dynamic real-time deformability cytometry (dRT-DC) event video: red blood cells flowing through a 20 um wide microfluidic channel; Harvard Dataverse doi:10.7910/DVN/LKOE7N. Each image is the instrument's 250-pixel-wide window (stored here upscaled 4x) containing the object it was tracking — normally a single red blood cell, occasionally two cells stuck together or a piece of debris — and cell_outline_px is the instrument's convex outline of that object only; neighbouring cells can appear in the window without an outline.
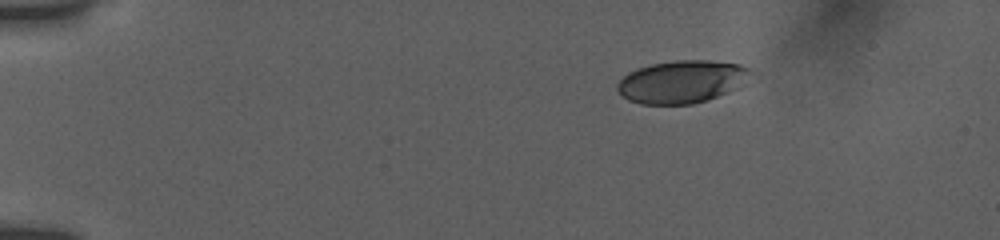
{"species": "human", "species_latin": "Homo sapiens", "temperature_condition": "room temperature", "stored_images_in_passage": 46, "camera_frame_rate_fps": 3000, "um_per_image_px": 0.085, "donor": {"sex": "female"}, "frame": {"image": 1, "passage_image": 1, "time_ms": 0.0, "image_size_px": [1000, 240], "cell_outline_px": [[748, 72], [736, 88], [728, 92], [708, 100], [692, 104], [640, 104], [628, 100], [616, 88], [616, 84], [628, 72], [636, 68], [652, 64], [676, 60], [708, 60], [740, 64], [748, 68]], "centroid_in_image_um": [57.87, 6.95], "position_along_channel_um": 27.1, "area_um2": 32.66}}
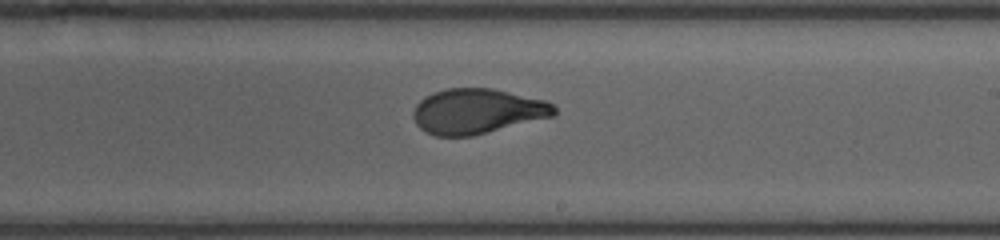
{"frame": {"image": 2, "passage_image": 20, "time_ms": 8.333, "image_size_px": [1000, 240], "cell_outline_px": [[556, 112], [552, 116], [472, 136], [436, 136], [420, 128], [416, 124], [412, 116], [412, 112], [416, 104], [424, 96], [432, 92], [448, 88], [492, 88], [544, 100], [552, 104], [556, 108]], "centroid_in_image_um": [40.51, 9.45], "position_along_channel_um": 248.5, "area_um2": 36.88}}
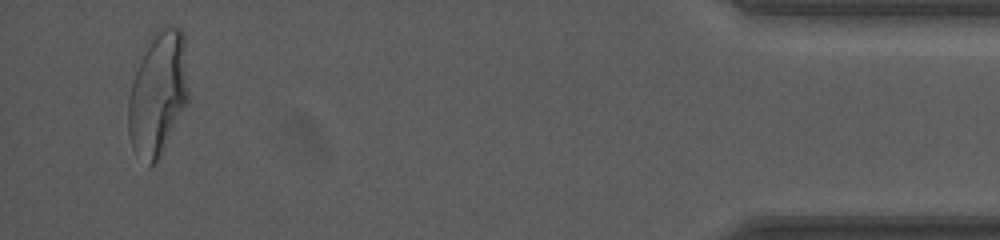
{"frame": {"image": 3, "passage_image": 44, "time_ms": 14.667, "image_size_px": [1000, 240], "cell_outline_px": [[188, 104], [156, 164], [148, 168], [132, 148], [128, 132], [128, 100], [132, 84], [136, 72], [152, 32], [168, 24], [180, 28], [184, 32], [188, 88]], "centroid_in_image_um": [13.45, 7.98], "position_along_channel_um": 421.8, "area_um2": 43.87}, "authors_computed_cell_mechanics": {"area_um2": 37.3388, "velocity_mm_per_s": 3.7807, "shape_relaxation_time_tau1_ms": 3.8593, "shape_relaxation_time_tau2_ms": 0.7563, "deformation_change_tau1": 0.1713, "deformation_change_tau2": 0.0673}}